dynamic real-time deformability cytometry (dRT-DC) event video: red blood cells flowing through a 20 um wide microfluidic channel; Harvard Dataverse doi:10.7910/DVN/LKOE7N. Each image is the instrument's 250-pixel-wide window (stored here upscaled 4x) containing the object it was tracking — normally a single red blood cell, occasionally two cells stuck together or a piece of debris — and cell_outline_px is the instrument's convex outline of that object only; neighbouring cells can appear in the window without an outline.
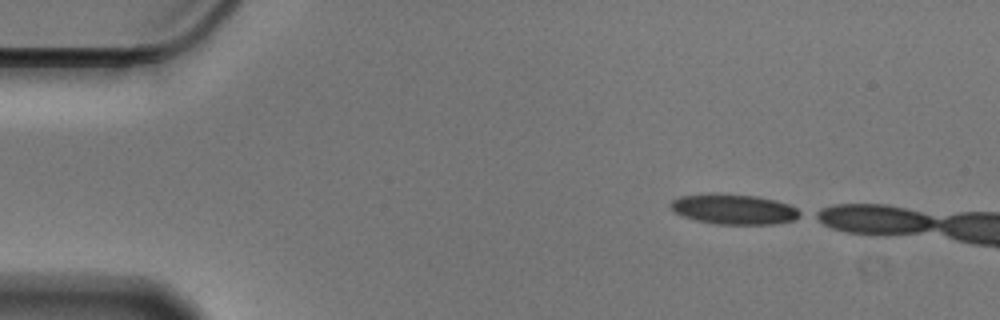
{"species": "Egyptian fruit bat (a non-hibernating species)", "species_latin": "Rousettus aegyptiacus", "temperature_condition": "cold", "stored_images_in_passage": 5, "camera_frame_rate_fps": 3000, "um_per_image_px": 0.085, "animal": {"sex": "male"}, "frame": {"image": 1, "passage_image": 1, "time_ms": 0.0, "image_size_px": [1000, 320], "cell_outline_px": [[804, 216], [796, 220], [776, 224], [716, 224], [696, 220], [680, 216], [672, 212], [672, 200], [680, 196], [708, 192], [720, 192], [756, 196], [776, 200], [788, 204], [804, 212]], "centroid_in_image_um": [62.41, 17.77], "position_along_channel_um": 22.6, "area_um2": 23.47}}